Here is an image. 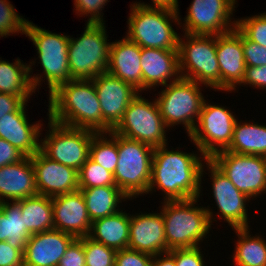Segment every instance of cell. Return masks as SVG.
Segmentation results:
<instances>
[{"label": "cell", "mask_w": 266, "mask_h": 266, "mask_svg": "<svg viewBox=\"0 0 266 266\" xmlns=\"http://www.w3.org/2000/svg\"><path fill=\"white\" fill-rule=\"evenodd\" d=\"M152 266H176L175 257L170 252L153 255Z\"/></svg>", "instance_id": "c3c4849f"}, {"label": "cell", "mask_w": 266, "mask_h": 266, "mask_svg": "<svg viewBox=\"0 0 266 266\" xmlns=\"http://www.w3.org/2000/svg\"><path fill=\"white\" fill-rule=\"evenodd\" d=\"M251 122L237 119L231 143L225 151L266 157V125Z\"/></svg>", "instance_id": "83f0119b"}, {"label": "cell", "mask_w": 266, "mask_h": 266, "mask_svg": "<svg viewBox=\"0 0 266 266\" xmlns=\"http://www.w3.org/2000/svg\"><path fill=\"white\" fill-rule=\"evenodd\" d=\"M0 241H5L4 213L0 210Z\"/></svg>", "instance_id": "681fc988"}, {"label": "cell", "mask_w": 266, "mask_h": 266, "mask_svg": "<svg viewBox=\"0 0 266 266\" xmlns=\"http://www.w3.org/2000/svg\"><path fill=\"white\" fill-rule=\"evenodd\" d=\"M0 210L4 213L5 241L13 248H25L30 235L24 225L20 204L17 201L1 202Z\"/></svg>", "instance_id": "1f68e13d"}, {"label": "cell", "mask_w": 266, "mask_h": 266, "mask_svg": "<svg viewBox=\"0 0 266 266\" xmlns=\"http://www.w3.org/2000/svg\"><path fill=\"white\" fill-rule=\"evenodd\" d=\"M108 0H74L75 15L87 17V23H105L103 11ZM86 15V16H85Z\"/></svg>", "instance_id": "74e56055"}, {"label": "cell", "mask_w": 266, "mask_h": 266, "mask_svg": "<svg viewBox=\"0 0 266 266\" xmlns=\"http://www.w3.org/2000/svg\"><path fill=\"white\" fill-rule=\"evenodd\" d=\"M92 81L102 112V132L108 133L122 120L127 106L139 91L108 72L101 73Z\"/></svg>", "instance_id": "2e32d148"}, {"label": "cell", "mask_w": 266, "mask_h": 266, "mask_svg": "<svg viewBox=\"0 0 266 266\" xmlns=\"http://www.w3.org/2000/svg\"><path fill=\"white\" fill-rule=\"evenodd\" d=\"M199 198L163 201L162 208L158 207L163 215L169 250L198 247L208 238L212 225L205 206L198 204Z\"/></svg>", "instance_id": "3957f363"}, {"label": "cell", "mask_w": 266, "mask_h": 266, "mask_svg": "<svg viewBox=\"0 0 266 266\" xmlns=\"http://www.w3.org/2000/svg\"><path fill=\"white\" fill-rule=\"evenodd\" d=\"M27 103L0 119V138L8 141L26 157H31L40 150L39 138L44 130V123L41 120L33 124L29 121L26 114Z\"/></svg>", "instance_id": "44dd1931"}, {"label": "cell", "mask_w": 266, "mask_h": 266, "mask_svg": "<svg viewBox=\"0 0 266 266\" xmlns=\"http://www.w3.org/2000/svg\"><path fill=\"white\" fill-rule=\"evenodd\" d=\"M86 266H115L117 251L102 243L83 237Z\"/></svg>", "instance_id": "d590c367"}, {"label": "cell", "mask_w": 266, "mask_h": 266, "mask_svg": "<svg viewBox=\"0 0 266 266\" xmlns=\"http://www.w3.org/2000/svg\"><path fill=\"white\" fill-rule=\"evenodd\" d=\"M57 266H86L83 237L70 243Z\"/></svg>", "instance_id": "b9f144b4"}, {"label": "cell", "mask_w": 266, "mask_h": 266, "mask_svg": "<svg viewBox=\"0 0 266 266\" xmlns=\"http://www.w3.org/2000/svg\"><path fill=\"white\" fill-rule=\"evenodd\" d=\"M167 130L170 129L162 119L156 99L148 100L140 92L129 103L122 120L112 131L156 148L168 143Z\"/></svg>", "instance_id": "9c48e42d"}, {"label": "cell", "mask_w": 266, "mask_h": 266, "mask_svg": "<svg viewBox=\"0 0 266 266\" xmlns=\"http://www.w3.org/2000/svg\"><path fill=\"white\" fill-rule=\"evenodd\" d=\"M74 239L73 235L57 229L33 234L24 248L23 263L31 266H57Z\"/></svg>", "instance_id": "603a6c76"}, {"label": "cell", "mask_w": 266, "mask_h": 266, "mask_svg": "<svg viewBox=\"0 0 266 266\" xmlns=\"http://www.w3.org/2000/svg\"><path fill=\"white\" fill-rule=\"evenodd\" d=\"M78 38L69 35L68 63L71 80H92L107 72L111 42L105 23H86Z\"/></svg>", "instance_id": "5b68a950"}, {"label": "cell", "mask_w": 266, "mask_h": 266, "mask_svg": "<svg viewBox=\"0 0 266 266\" xmlns=\"http://www.w3.org/2000/svg\"><path fill=\"white\" fill-rule=\"evenodd\" d=\"M216 57L220 69V91L237 92L246 70L242 32L237 27L217 35Z\"/></svg>", "instance_id": "ac0fdd59"}, {"label": "cell", "mask_w": 266, "mask_h": 266, "mask_svg": "<svg viewBox=\"0 0 266 266\" xmlns=\"http://www.w3.org/2000/svg\"><path fill=\"white\" fill-rule=\"evenodd\" d=\"M107 72L142 93L141 47L126 36L111 42Z\"/></svg>", "instance_id": "cb8c5ba5"}, {"label": "cell", "mask_w": 266, "mask_h": 266, "mask_svg": "<svg viewBox=\"0 0 266 266\" xmlns=\"http://www.w3.org/2000/svg\"><path fill=\"white\" fill-rule=\"evenodd\" d=\"M237 119L228 107L209 103L205 99L195 128L188 136L189 140L210 159L229 147Z\"/></svg>", "instance_id": "7c38bea8"}, {"label": "cell", "mask_w": 266, "mask_h": 266, "mask_svg": "<svg viewBox=\"0 0 266 266\" xmlns=\"http://www.w3.org/2000/svg\"><path fill=\"white\" fill-rule=\"evenodd\" d=\"M30 97H19L0 92V119L8 113L17 111Z\"/></svg>", "instance_id": "bcb514c9"}, {"label": "cell", "mask_w": 266, "mask_h": 266, "mask_svg": "<svg viewBox=\"0 0 266 266\" xmlns=\"http://www.w3.org/2000/svg\"><path fill=\"white\" fill-rule=\"evenodd\" d=\"M25 35L37 50L38 63L43 69V81L46 79L49 96L60 85L71 80L68 63L69 35L52 33L29 20Z\"/></svg>", "instance_id": "30bf717a"}, {"label": "cell", "mask_w": 266, "mask_h": 266, "mask_svg": "<svg viewBox=\"0 0 266 266\" xmlns=\"http://www.w3.org/2000/svg\"><path fill=\"white\" fill-rule=\"evenodd\" d=\"M35 61L28 64L18 57L11 63L0 58V92L19 97L33 96L43 82L42 74L32 72Z\"/></svg>", "instance_id": "484cf974"}, {"label": "cell", "mask_w": 266, "mask_h": 266, "mask_svg": "<svg viewBox=\"0 0 266 266\" xmlns=\"http://www.w3.org/2000/svg\"><path fill=\"white\" fill-rule=\"evenodd\" d=\"M24 248H13L7 241H0V266H20Z\"/></svg>", "instance_id": "ee69618b"}, {"label": "cell", "mask_w": 266, "mask_h": 266, "mask_svg": "<svg viewBox=\"0 0 266 266\" xmlns=\"http://www.w3.org/2000/svg\"><path fill=\"white\" fill-rule=\"evenodd\" d=\"M133 4L143 6V7H149V8H162V9H168L171 11H178L179 12V2L178 0H151V3H145V2H132Z\"/></svg>", "instance_id": "7dc6e473"}, {"label": "cell", "mask_w": 266, "mask_h": 266, "mask_svg": "<svg viewBox=\"0 0 266 266\" xmlns=\"http://www.w3.org/2000/svg\"><path fill=\"white\" fill-rule=\"evenodd\" d=\"M257 88L260 90L266 89V65L265 66H249L246 67L245 75L242 83L239 86ZM266 91V90H265Z\"/></svg>", "instance_id": "7bdbcfd3"}, {"label": "cell", "mask_w": 266, "mask_h": 266, "mask_svg": "<svg viewBox=\"0 0 266 266\" xmlns=\"http://www.w3.org/2000/svg\"><path fill=\"white\" fill-rule=\"evenodd\" d=\"M48 118L59 124L102 132V112L92 80H70L49 95Z\"/></svg>", "instance_id": "7a4b0ae2"}, {"label": "cell", "mask_w": 266, "mask_h": 266, "mask_svg": "<svg viewBox=\"0 0 266 266\" xmlns=\"http://www.w3.org/2000/svg\"><path fill=\"white\" fill-rule=\"evenodd\" d=\"M206 169H208V173L205 172L207 171ZM204 173L209 174L210 182H212V197L219 211H217L218 215H216L209 205L207 207L205 206L211 225H214V221L217 222L215 216H218V218H221V220L223 219L225 223L227 222L232 229L249 228L251 225H248L250 223V218L248 217L249 213L247 207L248 203L251 202L250 198L240 192L231 180L228 179L210 159L203 164L201 170V185L203 183L202 178Z\"/></svg>", "instance_id": "4fadbf2b"}, {"label": "cell", "mask_w": 266, "mask_h": 266, "mask_svg": "<svg viewBox=\"0 0 266 266\" xmlns=\"http://www.w3.org/2000/svg\"><path fill=\"white\" fill-rule=\"evenodd\" d=\"M236 4L237 0H193L187 8L184 20H181L182 17L179 15L180 25L178 27H182L185 34L220 35L228 33L237 24V20L231 18L236 11Z\"/></svg>", "instance_id": "9a60e30c"}, {"label": "cell", "mask_w": 266, "mask_h": 266, "mask_svg": "<svg viewBox=\"0 0 266 266\" xmlns=\"http://www.w3.org/2000/svg\"><path fill=\"white\" fill-rule=\"evenodd\" d=\"M81 190L88 215L92 222L112 215L123 208L121 203L130 200L117 186H101Z\"/></svg>", "instance_id": "f1b7e54d"}, {"label": "cell", "mask_w": 266, "mask_h": 266, "mask_svg": "<svg viewBox=\"0 0 266 266\" xmlns=\"http://www.w3.org/2000/svg\"><path fill=\"white\" fill-rule=\"evenodd\" d=\"M203 86L193 80L180 78L161 87L155 99L169 129L183 125L188 136L194 130L206 98L201 92Z\"/></svg>", "instance_id": "ba28073f"}, {"label": "cell", "mask_w": 266, "mask_h": 266, "mask_svg": "<svg viewBox=\"0 0 266 266\" xmlns=\"http://www.w3.org/2000/svg\"><path fill=\"white\" fill-rule=\"evenodd\" d=\"M210 160L251 200L266 194V157L224 150L214 154Z\"/></svg>", "instance_id": "5bb4252c"}, {"label": "cell", "mask_w": 266, "mask_h": 266, "mask_svg": "<svg viewBox=\"0 0 266 266\" xmlns=\"http://www.w3.org/2000/svg\"><path fill=\"white\" fill-rule=\"evenodd\" d=\"M27 22L9 0H0V38L11 34H25Z\"/></svg>", "instance_id": "e575fe53"}, {"label": "cell", "mask_w": 266, "mask_h": 266, "mask_svg": "<svg viewBox=\"0 0 266 266\" xmlns=\"http://www.w3.org/2000/svg\"><path fill=\"white\" fill-rule=\"evenodd\" d=\"M236 236L233 255L236 266H266V240L265 236H251L250 228H233Z\"/></svg>", "instance_id": "4dcf8cb0"}, {"label": "cell", "mask_w": 266, "mask_h": 266, "mask_svg": "<svg viewBox=\"0 0 266 266\" xmlns=\"http://www.w3.org/2000/svg\"><path fill=\"white\" fill-rule=\"evenodd\" d=\"M153 255L132 249L117 250L115 266H152Z\"/></svg>", "instance_id": "f35d334b"}, {"label": "cell", "mask_w": 266, "mask_h": 266, "mask_svg": "<svg viewBox=\"0 0 266 266\" xmlns=\"http://www.w3.org/2000/svg\"><path fill=\"white\" fill-rule=\"evenodd\" d=\"M25 157L26 156L12 144L0 138V168L5 165L17 163Z\"/></svg>", "instance_id": "f6af8a7d"}, {"label": "cell", "mask_w": 266, "mask_h": 266, "mask_svg": "<svg viewBox=\"0 0 266 266\" xmlns=\"http://www.w3.org/2000/svg\"><path fill=\"white\" fill-rule=\"evenodd\" d=\"M167 147L165 144L154 149L147 194L161 190L163 201L201 197V170L208 159L199 149L196 154L183 152L180 147L175 148L177 150Z\"/></svg>", "instance_id": "6da1fadb"}, {"label": "cell", "mask_w": 266, "mask_h": 266, "mask_svg": "<svg viewBox=\"0 0 266 266\" xmlns=\"http://www.w3.org/2000/svg\"><path fill=\"white\" fill-rule=\"evenodd\" d=\"M130 213L118 212L95 220L88 237L116 251L127 249L129 243Z\"/></svg>", "instance_id": "4316f807"}, {"label": "cell", "mask_w": 266, "mask_h": 266, "mask_svg": "<svg viewBox=\"0 0 266 266\" xmlns=\"http://www.w3.org/2000/svg\"><path fill=\"white\" fill-rule=\"evenodd\" d=\"M242 45L246 67L266 65V47L249 40L243 33Z\"/></svg>", "instance_id": "60d3db41"}, {"label": "cell", "mask_w": 266, "mask_h": 266, "mask_svg": "<svg viewBox=\"0 0 266 266\" xmlns=\"http://www.w3.org/2000/svg\"><path fill=\"white\" fill-rule=\"evenodd\" d=\"M201 247L177 248L169 252L175 257L176 266H207Z\"/></svg>", "instance_id": "ab89813d"}, {"label": "cell", "mask_w": 266, "mask_h": 266, "mask_svg": "<svg viewBox=\"0 0 266 266\" xmlns=\"http://www.w3.org/2000/svg\"><path fill=\"white\" fill-rule=\"evenodd\" d=\"M140 213L130 214L128 248L151 255L169 252L161 211Z\"/></svg>", "instance_id": "d6986e66"}, {"label": "cell", "mask_w": 266, "mask_h": 266, "mask_svg": "<svg viewBox=\"0 0 266 266\" xmlns=\"http://www.w3.org/2000/svg\"><path fill=\"white\" fill-rule=\"evenodd\" d=\"M27 232L33 234L54 229L52 197L36 195L17 201Z\"/></svg>", "instance_id": "f546056e"}, {"label": "cell", "mask_w": 266, "mask_h": 266, "mask_svg": "<svg viewBox=\"0 0 266 266\" xmlns=\"http://www.w3.org/2000/svg\"><path fill=\"white\" fill-rule=\"evenodd\" d=\"M236 20V27L249 40L266 47V12Z\"/></svg>", "instance_id": "8d00e7d4"}, {"label": "cell", "mask_w": 266, "mask_h": 266, "mask_svg": "<svg viewBox=\"0 0 266 266\" xmlns=\"http://www.w3.org/2000/svg\"><path fill=\"white\" fill-rule=\"evenodd\" d=\"M141 69L143 92L179 80L178 50L141 48Z\"/></svg>", "instance_id": "7402d4cb"}, {"label": "cell", "mask_w": 266, "mask_h": 266, "mask_svg": "<svg viewBox=\"0 0 266 266\" xmlns=\"http://www.w3.org/2000/svg\"><path fill=\"white\" fill-rule=\"evenodd\" d=\"M89 157L114 174L119 159L117 133H114L112 130L108 133H96L91 140Z\"/></svg>", "instance_id": "d6a6232c"}, {"label": "cell", "mask_w": 266, "mask_h": 266, "mask_svg": "<svg viewBox=\"0 0 266 266\" xmlns=\"http://www.w3.org/2000/svg\"><path fill=\"white\" fill-rule=\"evenodd\" d=\"M38 195L54 197L79 190L78 171L47 157L41 150L31 156Z\"/></svg>", "instance_id": "e0dca14e"}, {"label": "cell", "mask_w": 266, "mask_h": 266, "mask_svg": "<svg viewBox=\"0 0 266 266\" xmlns=\"http://www.w3.org/2000/svg\"><path fill=\"white\" fill-rule=\"evenodd\" d=\"M216 43L217 35L181 34L178 45L181 78L220 91Z\"/></svg>", "instance_id": "8992f818"}, {"label": "cell", "mask_w": 266, "mask_h": 266, "mask_svg": "<svg viewBox=\"0 0 266 266\" xmlns=\"http://www.w3.org/2000/svg\"><path fill=\"white\" fill-rule=\"evenodd\" d=\"M38 195L31 157L0 168V203Z\"/></svg>", "instance_id": "d4e9b609"}, {"label": "cell", "mask_w": 266, "mask_h": 266, "mask_svg": "<svg viewBox=\"0 0 266 266\" xmlns=\"http://www.w3.org/2000/svg\"><path fill=\"white\" fill-rule=\"evenodd\" d=\"M79 189L116 186L114 174L94 162L90 157L78 171Z\"/></svg>", "instance_id": "836d02e7"}, {"label": "cell", "mask_w": 266, "mask_h": 266, "mask_svg": "<svg viewBox=\"0 0 266 266\" xmlns=\"http://www.w3.org/2000/svg\"><path fill=\"white\" fill-rule=\"evenodd\" d=\"M54 229L81 238L89 235L92 221L81 190L52 197Z\"/></svg>", "instance_id": "ffe728a7"}, {"label": "cell", "mask_w": 266, "mask_h": 266, "mask_svg": "<svg viewBox=\"0 0 266 266\" xmlns=\"http://www.w3.org/2000/svg\"><path fill=\"white\" fill-rule=\"evenodd\" d=\"M180 11L130 5L126 37L141 48L178 50L179 33L173 24L180 25Z\"/></svg>", "instance_id": "277c9868"}, {"label": "cell", "mask_w": 266, "mask_h": 266, "mask_svg": "<svg viewBox=\"0 0 266 266\" xmlns=\"http://www.w3.org/2000/svg\"><path fill=\"white\" fill-rule=\"evenodd\" d=\"M118 164L114 172L116 186L130 199L147 195L151 181L152 146L117 134Z\"/></svg>", "instance_id": "52a82bcc"}, {"label": "cell", "mask_w": 266, "mask_h": 266, "mask_svg": "<svg viewBox=\"0 0 266 266\" xmlns=\"http://www.w3.org/2000/svg\"><path fill=\"white\" fill-rule=\"evenodd\" d=\"M48 120V131L45 137L41 136L40 150L52 160L79 171L90 156L91 140L97 132Z\"/></svg>", "instance_id": "8fae6325"}, {"label": "cell", "mask_w": 266, "mask_h": 266, "mask_svg": "<svg viewBox=\"0 0 266 266\" xmlns=\"http://www.w3.org/2000/svg\"><path fill=\"white\" fill-rule=\"evenodd\" d=\"M20 266H31V265L22 263Z\"/></svg>", "instance_id": "f907efd6"}]
</instances>
